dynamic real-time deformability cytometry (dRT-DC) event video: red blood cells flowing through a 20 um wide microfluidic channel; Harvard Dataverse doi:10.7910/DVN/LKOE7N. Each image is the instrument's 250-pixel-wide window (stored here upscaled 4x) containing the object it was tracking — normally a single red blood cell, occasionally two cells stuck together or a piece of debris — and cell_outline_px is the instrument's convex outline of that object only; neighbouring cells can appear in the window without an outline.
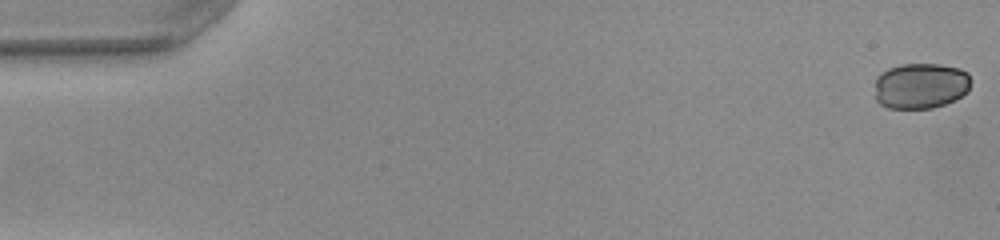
{"species": "common noctule bat (a hibernating species)", "species_latin": "Nyctalus noctula", "temperature_condition": "warm", "stored_images_in_passage": 9, "camera_frame_rate_fps": 3000, "um_per_image_px": 0.085, "animal": {"sex": "female", "body_mass_g": 22.0, "forearm_length_mm": 56.7}, "frame": {"image": 1, "passage_image": 1, "time_ms": 0.0, "image_size_px": [1000, 240], "cell_outline_px": [[968, 92], [944, 104], [932, 108], [888, 108], [880, 104], [876, 100], [876, 76], [880, 72], [888, 68], [900, 64], [940, 64], [960, 68], [968, 72]], "centroid_in_image_um": [78.22, 7.28], "position_along_channel_um": 6.8, "area_um2": 25.61}}